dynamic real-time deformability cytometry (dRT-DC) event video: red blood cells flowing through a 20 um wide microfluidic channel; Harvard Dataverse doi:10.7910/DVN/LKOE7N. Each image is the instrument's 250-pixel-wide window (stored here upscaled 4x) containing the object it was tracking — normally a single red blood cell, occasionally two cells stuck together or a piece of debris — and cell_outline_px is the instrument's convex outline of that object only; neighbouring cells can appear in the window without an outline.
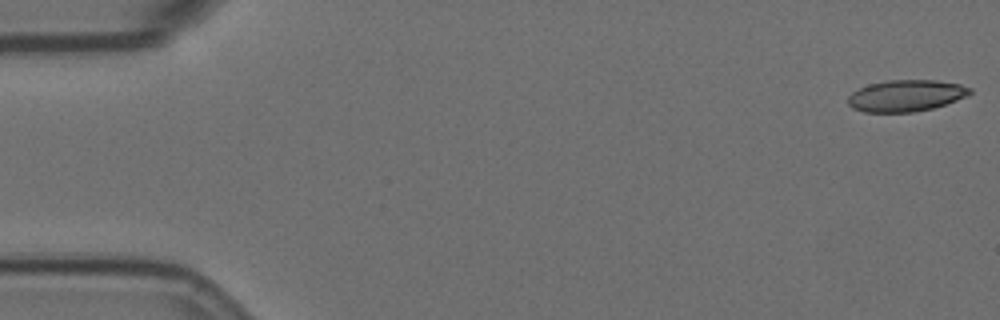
{"species": "Egyptian fruit bat (a non-hibernating species)", "species_latin": "Rousettus aegyptiacus", "temperature_condition": "room temperature", "stored_images_in_passage": 15, "camera_frame_rate_fps": 3000, "um_per_image_px": 0.085, "animal": {"sex": "female"}, "frame": {"image": 1, "passage_image": 1, "time_ms": 0.0, "image_size_px": [1000, 320], "cell_outline_px": [[972, 92], [968, 96], [932, 108], [912, 112], [864, 112], [852, 108], [848, 104], [848, 96], [852, 92], [868, 84], [888, 80], [936, 80], [960, 84], [972, 88]], "centroid_in_image_um": [77.0, 8.12], "position_along_channel_um": 8.0, "area_um2": 22.43}}
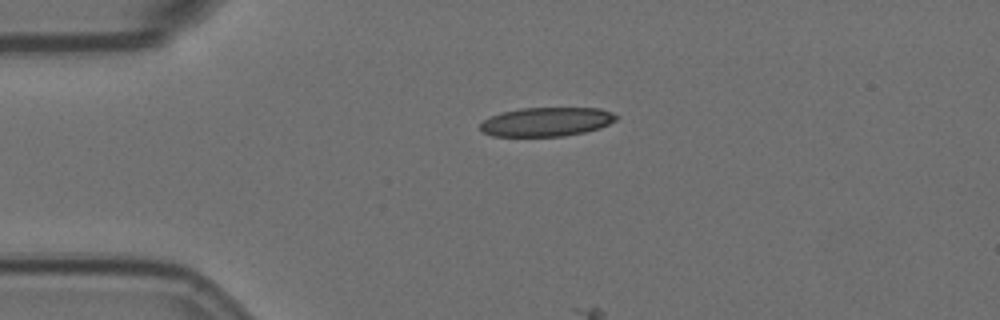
{"frame": {"image": 2, "passage_image": 13, "time_ms": 4.0, "image_size_px": [1000, 320], "cell_outline_px": [[620, 116], [616, 120], [600, 128], [584, 132], [564, 136], [492, 136], [484, 132], [480, 128], [480, 124], [484, 120], [500, 112], [520, 108], [600, 108], [612, 112]], "centroid_in_image_um": [46.48, 10.35], "position_along_channel_um": 38.5, "area_um2": 23.0}}